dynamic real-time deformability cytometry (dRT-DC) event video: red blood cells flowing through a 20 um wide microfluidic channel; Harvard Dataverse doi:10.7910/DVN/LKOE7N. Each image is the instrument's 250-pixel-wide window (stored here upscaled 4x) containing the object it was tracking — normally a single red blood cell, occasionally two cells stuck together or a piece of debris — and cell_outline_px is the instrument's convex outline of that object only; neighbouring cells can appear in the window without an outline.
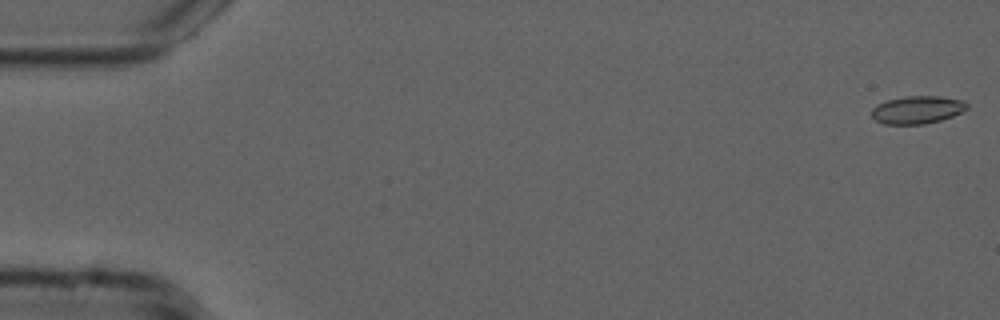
{"species": "common noctule bat (a hibernating species)", "species_latin": "Nyctalus noctula", "temperature_condition": "cold", "stored_images_in_passage": 25, "camera_frame_rate_fps": 3000, "um_per_image_px": 0.085, "animal": {"sex": "male", "forearm_length_mm": 52.5}, "frame": {"image": 1, "passage_image": 1, "time_ms": 0.0, "image_size_px": [1000, 320], "cell_outline_px": [[968, 108], [952, 116], [940, 120], [924, 124], [884, 124], [876, 120], [872, 116], [872, 108], [888, 100], [904, 96], [940, 96], [964, 100], [968, 104]], "centroid_in_image_um": [77.99, 9.32], "position_along_channel_um": 7.0, "area_um2": 15.32}}
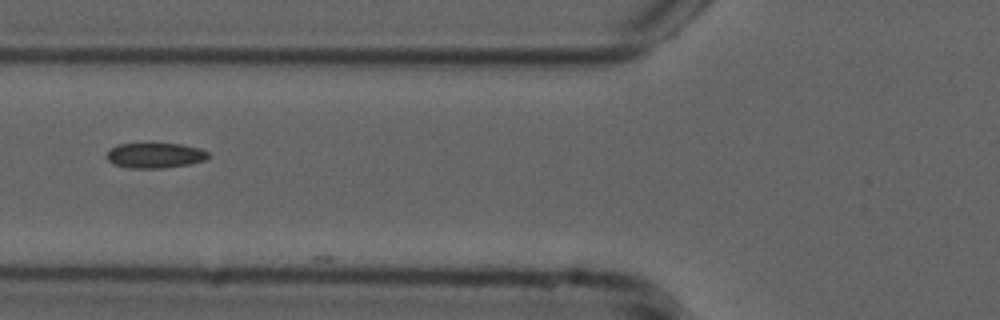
{"frame": {"image": 2, "passage_image": 21, "time_ms": 6.667, "image_size_px": [1000, 320], "cell_outline_px": [[212, 156], [204, 160], [188, 164], [164, 168], [128, 168], [112, 164], [108, 160], [108, 152], [116, 144], [180, 144], [200, 148], [208, 152]], "centroid_in_image_um": [13.2, 13.22], "position_along_channel_um": 112.6, "area_um2": 14.85}}
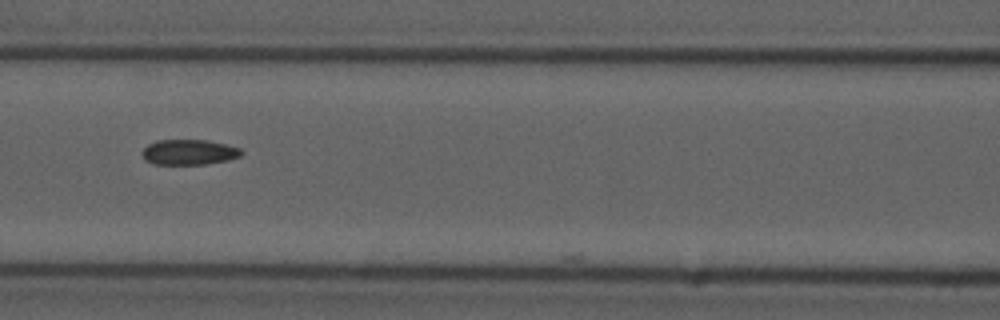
{"frame": {"image": 3, "passage_image": 24, "time_ms": 7.667, "image_size_px": [1000, 320], "cell_outline_px": [[244, 152], [240, 156], [228, 160], [204, 164], [152, 164], [144, 160], [140, 152], [148, 144], [156, 140], [208, 140], [240, 148]], "centroid_in_image_um": [16.02, 12.93], "position_along_channel_um": 150.6, "area_um2": 14.74}}